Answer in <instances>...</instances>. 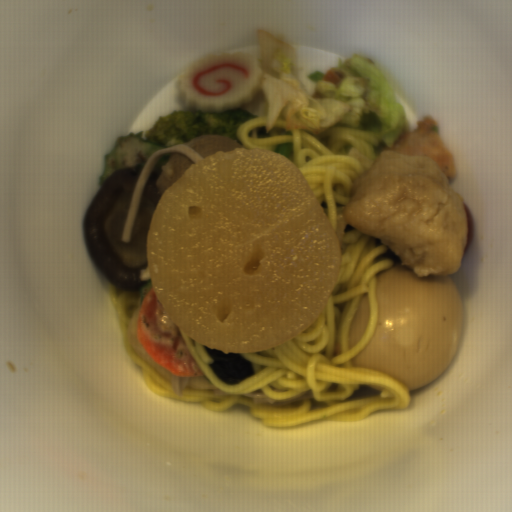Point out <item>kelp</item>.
I'll use <instances>...</instances> for the list:
<instances>
[{"label":"kelp","mask_w":512,"mask_h":512,"mask_svg":"<svg viewBox=\"0 0 512 512\" xmlns=\"http://www.w3.org/2000/svg\"><path fill=\"white\" fill-rule=\"evenodd\" d=\"M211 358L210 370L223 383L236 384L254 374L250 361L239 353H222L204 346Z\"/></svg>","instance_id":"1"}]
</instances>
